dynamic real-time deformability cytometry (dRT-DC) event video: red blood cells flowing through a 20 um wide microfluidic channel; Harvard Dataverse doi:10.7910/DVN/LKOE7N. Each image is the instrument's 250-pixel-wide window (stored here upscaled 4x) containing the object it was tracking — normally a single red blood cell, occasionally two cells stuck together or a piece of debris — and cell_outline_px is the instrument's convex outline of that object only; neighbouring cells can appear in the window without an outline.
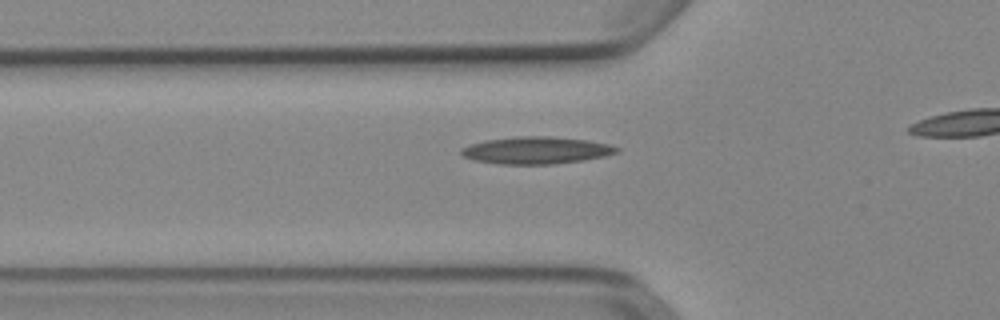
{"species": "Egyptian fruit bat (a non-hibernating species)", "species_latin": "Rousettus aegyptiacus", "temperature_condition": "cold", "stored_images_in_passage": 39, "camera_frame_rate_fps": 3000, "um_per_image_px": 0.085, "animal": {"sex": "female"}, "frame": {"image": 1, "passage_image": 14, "time_ms": 4.333, "image_size_px": [1000, 320], "cell_outline_px": [[620, 152], [604, 156], [584, 160], [552, 164], [496, 164], [472, 160], [464, 156], [460, 152], [460, 148], [484, 140], [520, 136], [548, 136], [584, 140], [608, 144], [620, 148]], "centroid_in_image_um": [45.56, 12.78], "position_along_channel_um": 80.2, "area_um2": 24.57}}
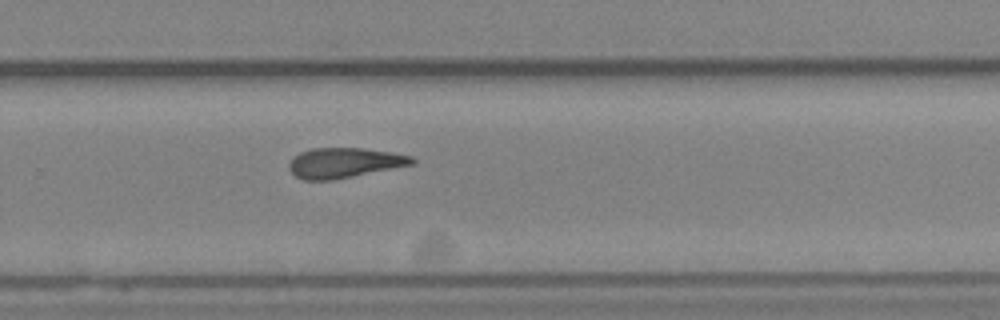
{"frame": {"image": 2, "passage_image": 31, "time_ms": 10.0, "image_size_px": [1000, 320], "cell_outline_px": [[416, 160], [412, 164], [332, 180], [304, 180], [296, 176], [288, 168], [288, 164], [292, 156], [300, 152], [312, 148], [360, 148], [392, 152], [412, 156]], "centroid_in_image_um": [29.21, 13.83], "position_along_channel_um": 300.6, "area_um2": 21.39}}
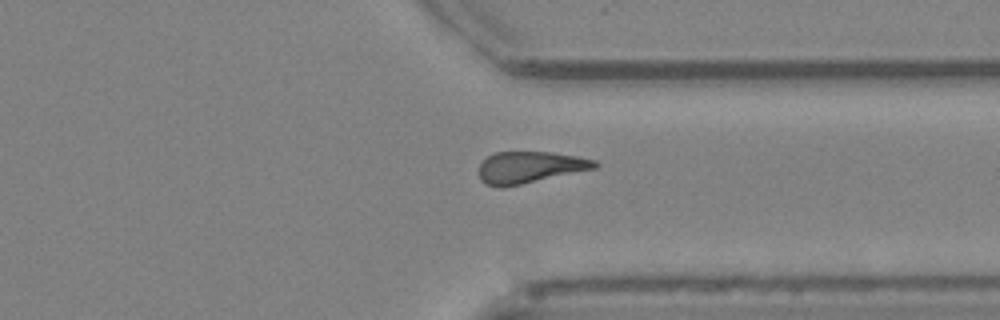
{"frame": {"image": 3, "passage_image": 36, "time_ms": 11.667, "image_size_px": [1000, 320], "cell_outline_px": [[600, 164], [596, 168], [520, 184], [500, 188], [484, 184], [480, 180], [480, 164], [488, 156], [496, 152], [552, 152], [576, 156], [596, 160]], "centroid_in_image_um": [45.03, 14.22], "position_along_channel_um": 366.4, "area_um2": 21.21}}